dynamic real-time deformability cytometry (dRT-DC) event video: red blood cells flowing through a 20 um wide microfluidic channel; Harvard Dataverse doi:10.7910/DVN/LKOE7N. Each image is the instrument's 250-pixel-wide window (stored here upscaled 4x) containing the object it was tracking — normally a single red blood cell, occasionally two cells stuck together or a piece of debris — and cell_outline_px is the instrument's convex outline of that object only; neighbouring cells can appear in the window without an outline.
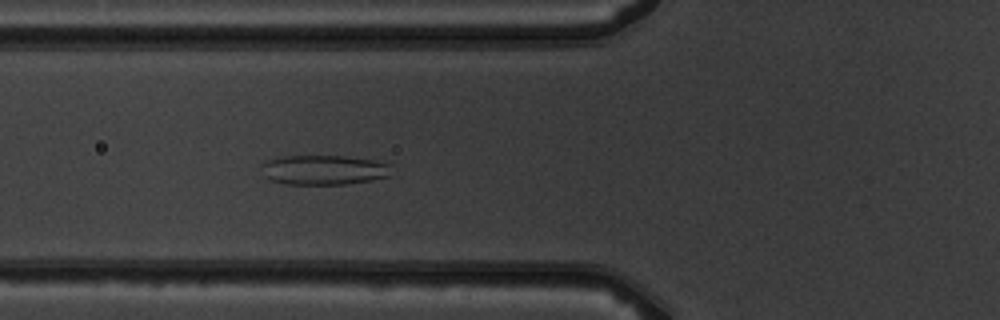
{"species": "common noctule bat (a hibernating species)", "species_latin": "Nyctalus noctula", "temperature_condition": "warm", "stored_images_in_passage": 5, "camera_frame_rate_fps": 3000, "um_per_image_px": 0.085, "animal": {"sex": "male", "body_mass_g": 19.5, "forearm_length_mm": 54.6}, "frame": {"image": 1, "passage_image": 5, "time_ms": 5.333, "image_size_px": [1000, 320], "cell_outline_px": [[392, 164], [388, 176], [372, 180], [344, 184], [288, 184], [272, 180], [264, 176], [264, 160], [284, 156], [344, 156], [372, 160]], "centroid_in_image_um": [27.54, 14.44], "position_along_channel_um": 98.3, "area_um2": 22.25}}